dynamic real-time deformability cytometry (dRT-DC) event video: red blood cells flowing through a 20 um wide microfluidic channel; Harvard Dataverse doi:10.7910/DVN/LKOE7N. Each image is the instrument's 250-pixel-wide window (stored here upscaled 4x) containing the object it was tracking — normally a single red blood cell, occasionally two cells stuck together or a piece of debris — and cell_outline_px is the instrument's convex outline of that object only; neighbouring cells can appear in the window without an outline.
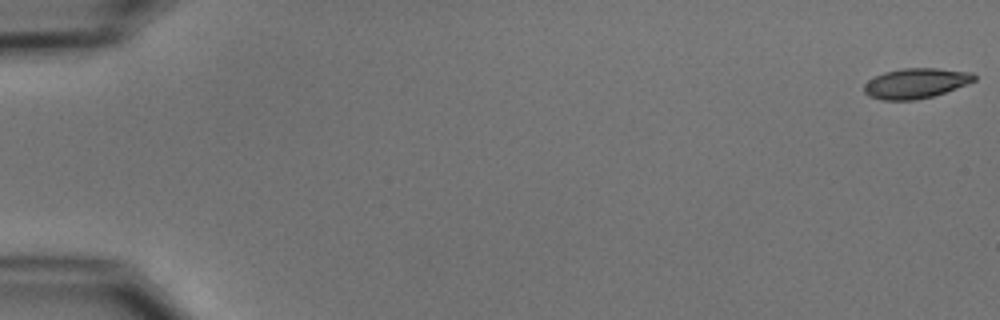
{"species": "common noctule bat (a hibernating species)", "species_latin": "Nyctalus noctula", "temperature_condition": "cold", "stored_images_in_passage": 8, "camera_frame_rate_fps": 3000, "um_per_image_px": 0.085, "animal": {"sex": "male", "body_mass_g": 15.6}, "frame": {"image": 1, "passage_image": 1, "time_ms": 0.0, "image_size_px": [1000, 320], "cell_outline_px": [[976, 80], [968, 84], [932, 96], [916, 100], [884, 100], [868, 96], [864, 92], [864, 84], [868, 80], [884, 72], [904, 68], [936, 68], [972, 72], [976, 76]], "centroid_in_image_um": [77.84, 7.07], "position_along_channel_um": 7.2, "area_um2": 19.31}}
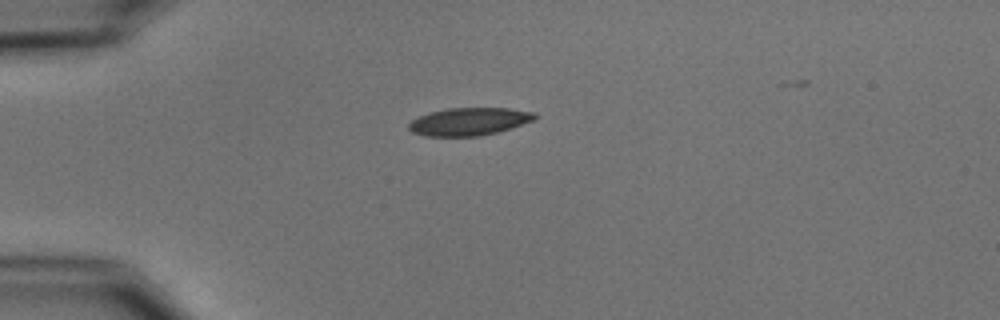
{"frame": {"image": 2, "passage_image": 5, "time_ms": 4.667, "image_size_px": [1000, 320], "cell_outline_px": [[536, 116], [532, 120], [512, 128], [480, 136], [424, 136], [412, 132], [408, 128], [408, 124], [412, 120], [428, 112], [448, 108], [508, 108], [536, 112]], "centroid_in_image_um": [39.85, 10.33], "position_along_channel_um": 45.1, "area_um2": 20.35}}